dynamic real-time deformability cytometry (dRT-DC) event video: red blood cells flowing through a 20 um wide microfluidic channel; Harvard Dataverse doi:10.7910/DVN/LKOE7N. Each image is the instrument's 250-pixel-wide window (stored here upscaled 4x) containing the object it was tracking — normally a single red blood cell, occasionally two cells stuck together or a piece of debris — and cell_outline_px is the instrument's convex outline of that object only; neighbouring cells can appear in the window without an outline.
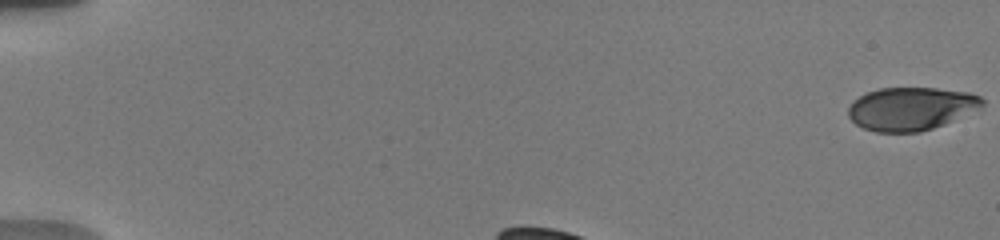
{"species": "human", "species_latin": "Homo sapiens", "temperature_condition": "warm", "stored_images_in_passage": 4, "camera_frame_rate_fps": 3000, "um_per_image_px": 0.085, "donor": {"sex": "male"}, "frame": {"image": 1, "passage_image": 1, "time_ms": 0.0, "image_size_px": [1000, 240], "cell_outline_px": [[984, 104], [980, 108], [944, 124], [920, 132], [876, 132], [864, 128], [856, 124], [848, 116], [848, 108], [852, 100], [868, 92], [880, 88], [936, 88], [968, 92], [980, 96], [984, 100]], "centroid_in_image_um": [77.42, 9.23], "position_along_channel_um": 7.6, "area_um2": 33.58}}